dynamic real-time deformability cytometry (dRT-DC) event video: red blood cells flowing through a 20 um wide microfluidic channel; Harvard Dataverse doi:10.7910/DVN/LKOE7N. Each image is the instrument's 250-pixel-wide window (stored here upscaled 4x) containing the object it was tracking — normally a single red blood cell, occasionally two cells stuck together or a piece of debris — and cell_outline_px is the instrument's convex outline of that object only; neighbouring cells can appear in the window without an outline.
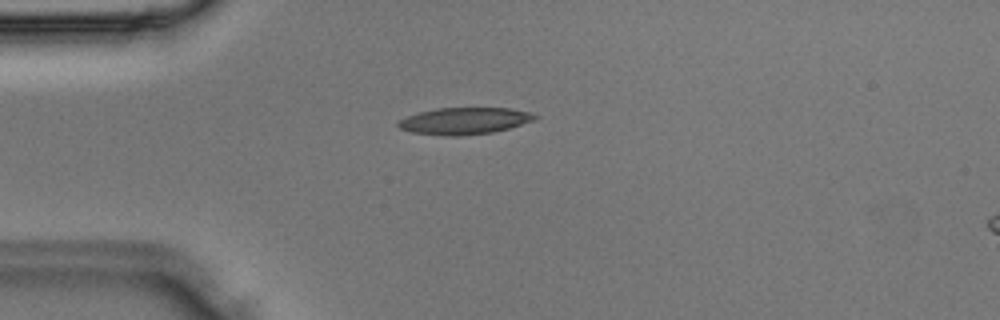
{"species": "Egyptian fruit bat (a non-hibernating species)", "species_latin": "Rousettus aegyptiacus", "temperature_condition": "room temperature", "stored_images_in_passage": 37, "camera_frame_rate_fps": 3000, "um_per_image_px": 0.085, "animal": {"sex": "male"}, "frame": {"image": 1, "passage_image": 10, "time_ms": 3.0, "image_size_px": [1000, 320], "cell_outline_px": [[540, 116], [532, 120], [508, 128], [492, 132], [460, 136], [448, 136], [412, 132], [400, 128], [396, 124], [400, 120], [408, 116], [420, 112], [436, 108], [508, 108], [528, 112]], "centroid_in_image_um": [39.45, 10.27], "position_along_channel_um": 45.5, "area_um2": 20.98}}
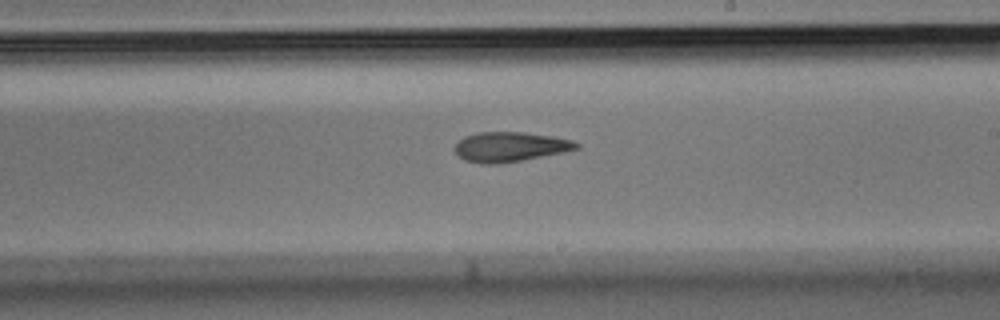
{"frame": {"image": 2, "passage_image": 22, "time_ms": 7.0, "image_size_px": [1000, 320], "cell_outline_px": [[580, 148], [564, 152], [520, 160], [496, 164], [480, 164], [464, 160], [456, 152], [456, 144], [464, 136], [480, 132], [524, 132], [556, 136], [572, 140], [580, 144]], "centroid_in_image_um": [43.39, 12.47], "position_along_channel_um": 245.6, "area_um2": 21.04}}
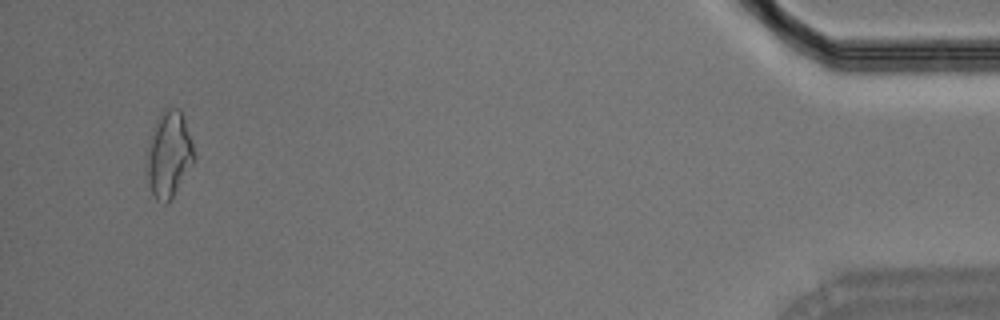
{"frame": {"image": 3, "passage_image": 36, "time_ms": 11.667, "image_size_px": [1000, 320], "cell_outline_px": [[196, 156], [192, 164], [172, 196], [164, 204], [156, 200], [152, 192], [144, 168], [144, 152], [156, 116], [164, 108], [180, 108], [184, 116], [192, 140]], "centroid_in_image_um": [14.3, 13.05], "position_along_channel_um": 420.9, "area_um2": 24.45}}